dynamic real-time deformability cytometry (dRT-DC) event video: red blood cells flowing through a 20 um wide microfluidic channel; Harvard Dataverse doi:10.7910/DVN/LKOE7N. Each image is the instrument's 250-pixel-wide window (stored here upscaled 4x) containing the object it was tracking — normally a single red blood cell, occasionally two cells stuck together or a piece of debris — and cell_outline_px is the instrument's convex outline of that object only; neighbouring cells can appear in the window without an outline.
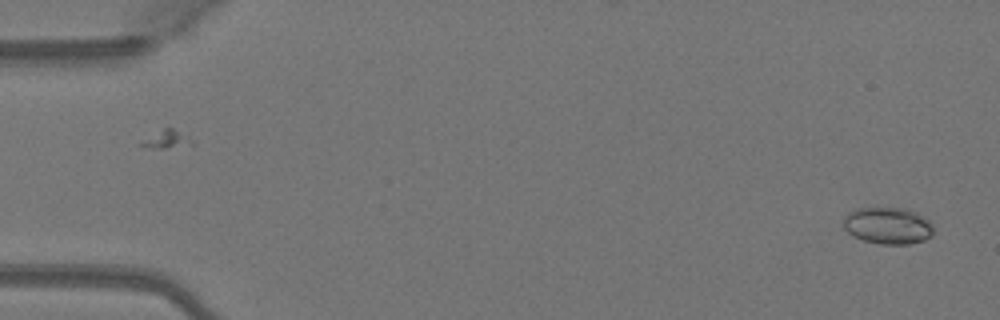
{"species": "Egyptian fruit bat (a non-hibernating species)", "species_latin": "Rousettus aegyptiacus", "temperature_condition": "warm", "stored_images_in_passage": 50, "camera_frame_rate_fps": 3000, "um_per_image_px": 0.085, "animal": {"sex": "female"}, "frame": {"image": 1, "passage_image": 2, "time_ms": 0.333, "image_size_px": [1000, 320], "cell_outline_px": [[932, 236], [924, 240], [908, 244], [880, 244], [864, 240], [852, 236], [844, 228], [844, 216], [848, 212], [856, 208], [904, 208], [916, 212], [928, 220], [932, 224]], "centroid_in_image_um": [75.45, 19.18], "position_along_channel_um": 9.5, "area_um2": 19.31}}
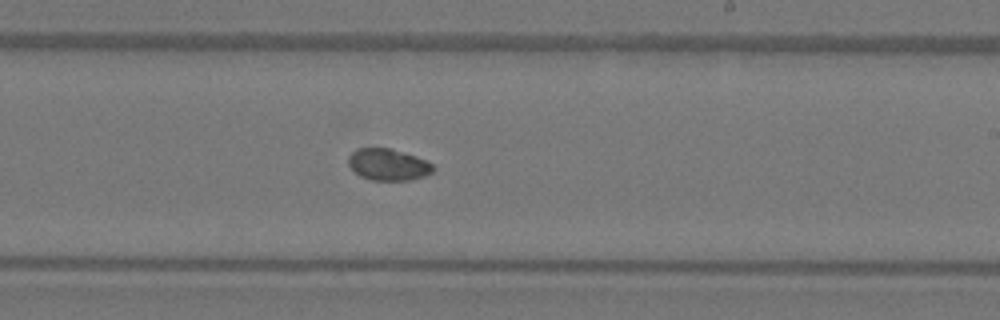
{"frame": {"image": 2, "passage_image": 30, "time_ms": 9.667, "image_size_px": [1000, 320], "cell_outline_px": [[436, 168], [432, 172], [424, 176], [412, 180], [372, 180], [360, 176], [348, 164], [348, 156], [356, 148], [392, 148], [416, 156], [432, 164]], "centroid_in_image_um": [33.0, 13.98], "position_along_channel_um": 256.0, "area_um2": 15.66}}
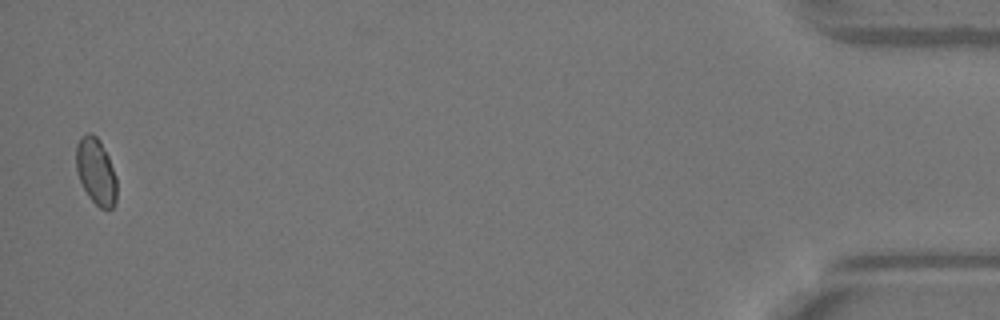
{"frame": {"image": 3, "passage_image": 49, "time_ms": 16.0, "image_size_px": [1000, 320], "cell_outline_px": [[116, 204], [108, 212], [100, 208], [88, 196], [80, 180], [76, 168], [76, 144], [80, 136], [88, 132], [92, 132], [100, 140], [108, 156], [116, 176]], "centroid_in_image_um": [8.16, 14.57], "position_along_channel_um": 427.0, "area_um2": 15.95}, "authors_computed_cell_mechanics": {"area_um2": 16.3285, "velocity_mm_per_s": 4.1076, "shape_relaxation_time_tau1_ms": 3.1052, "shape_relaxation_time_tau2_ms": null, "deformation_change_tau1": 0.0613, "deformation_change_tau2": null}}